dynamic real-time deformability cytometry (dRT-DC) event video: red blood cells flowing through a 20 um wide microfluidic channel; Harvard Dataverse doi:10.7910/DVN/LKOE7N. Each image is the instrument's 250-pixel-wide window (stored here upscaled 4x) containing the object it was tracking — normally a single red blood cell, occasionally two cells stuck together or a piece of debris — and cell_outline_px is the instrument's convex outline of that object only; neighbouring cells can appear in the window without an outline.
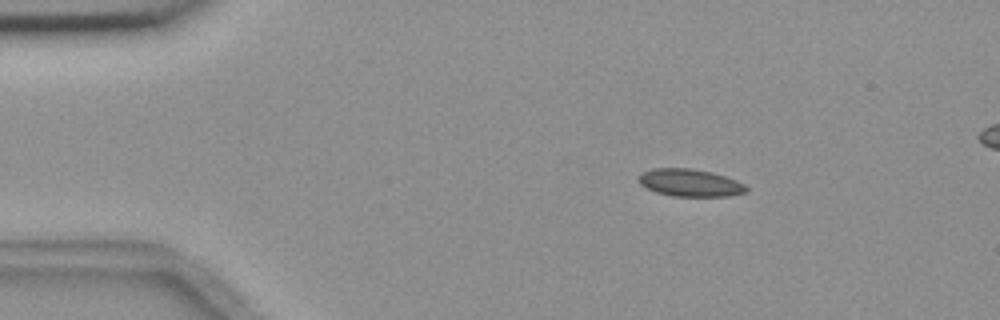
{"species": "common noctule bat (a hibernating species)", "species_latin": "Nyctalus noctula", "temperature_condition": "room temperature", "stored_images_in_passage": 4, "segment_of_instrument_passage": [1, 2], "camera_frame_rate_fps": 3000, "um_per_image_px": 0.085, "animal": {"sex": "female", "body_mass_g": 18.4}, "frame": {"image": 1, "passage_image": 1, "time_ms": 0.0, "image_size_px": [1000, 320], "cell_outline_px": [[748, 192], [728, 196], [672, 196], [656, 192], [640, 184], [636, 180], [644, 172], [652, 168], [692, 168], [712, 172], [736, 180], [744, 184], [748, 188]], "centroid_in_image_um": [58.66, 15.53], "position_along_channel_um": 26.3, "area_um2": 17.22}}